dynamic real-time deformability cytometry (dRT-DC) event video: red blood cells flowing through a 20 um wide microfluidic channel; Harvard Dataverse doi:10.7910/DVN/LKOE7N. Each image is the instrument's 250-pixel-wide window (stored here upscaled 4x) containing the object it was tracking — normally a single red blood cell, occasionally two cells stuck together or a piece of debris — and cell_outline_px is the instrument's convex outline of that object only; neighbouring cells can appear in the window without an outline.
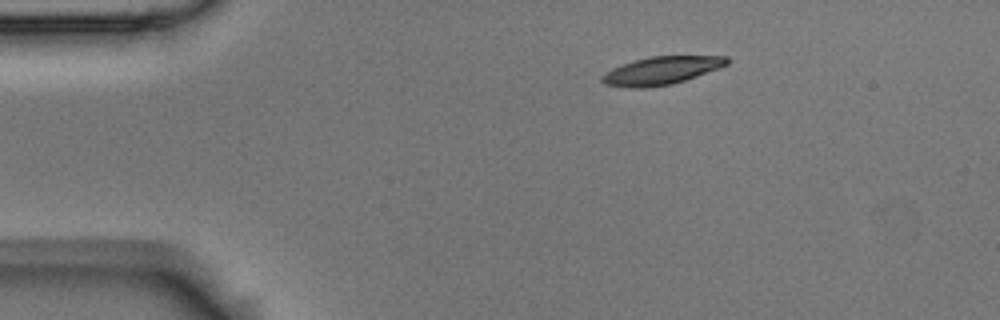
{"species": "Egyptian fruit bat (a non-hibernating species)", "species_latin": "Rousettus aegyptiacus", "temperature_condition": "room temperature", "stored_images_in_passage": 48, "camera_frame_rate_fps": 3000, "um_per_image_px": 0.085, "animal": {"sex": "male"}, "frame": {"image": 1, "passage_image": 1, "time_ms": 0.0, "image_size_px": [1000, 320], "cell_outline_px": [[732, 60], [728, 64], [720, 68], [672, 84], [644, 88], [628, 88], [604, 84], [600, 80], [600, 76], [604, 72], [612, 68], [636, 60], [652, 56], [728, 56]], "centroid_in_image_um": [56.22, 6.0], "position_along_channel_um": 28.8, "area_um2": 20.4}}
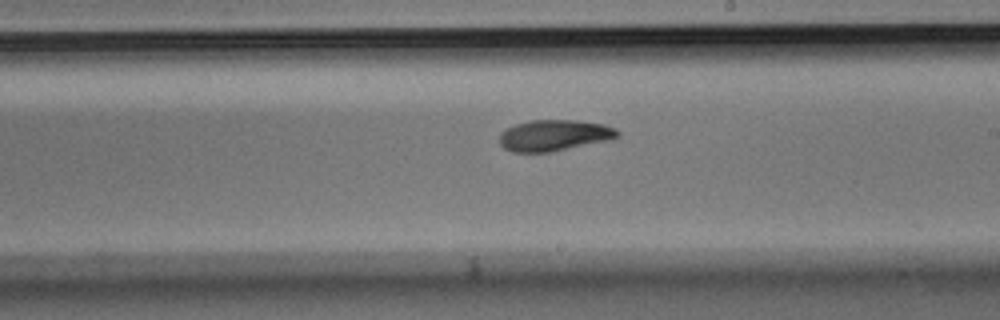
{"frame": {"image": 2, "passage_image": 24, "time_ms": 7.667, "image_size_px": [1000, 320], "cell_outline_px": [[620, 136], [612, 140], [548, 152], [512, 152], [504, 148], [500, 144], [500, 132], [516, 124], [532, 120], [576, 120], [604, 124], [616, 128], [620, 132]], "centroid_in_image_um": [47.15, 11.5], "position_along_channel_um": 241.8, "area_um2": 21.5}}
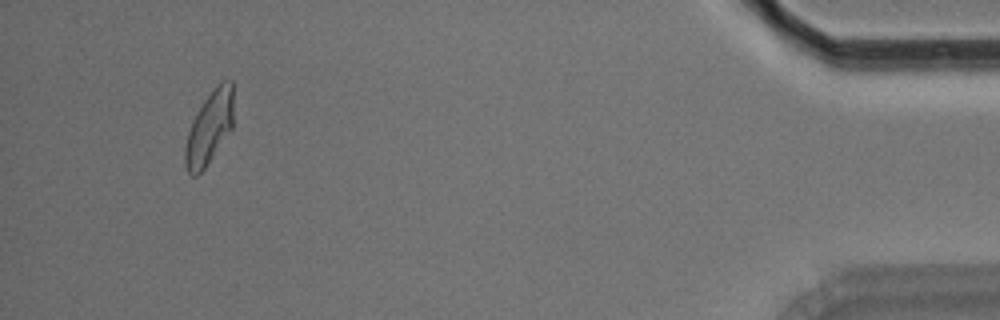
{"frame": {"image": 3, "passage_image": 45, "time_ms": 14.667, "image_size_px": [1000, 320], "cell_outline_px": [[232, 128], [204, 168], [196, 176], [192, 176], [188, 172], [184, 164], [184, 148], [188, 132], [196, 112], [204, 100], [216, 84], [220, 80], [232, 80]], "centroid_in_image_um": [17.77, 10.84], "position_along_channel_um": 417.4, "area_um2": 20.35}, "authors_computed_cell_mechanics": {"area_um2": 21.097, "velocity_mm_per_s": 3.5193, "shape_relaxation_time_tau1_ms": 4.1734, "shape_relaxation_time_tau2_ms": 4.06, "deformation_change_tau1": 0.1444, "deformation_change_tau2": 0.0975}}